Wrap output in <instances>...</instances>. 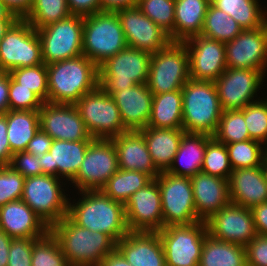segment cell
I'll return each mask as SVG.
<instances>
[{
	"label": "cell",
	"mask_w": 267,
	"mask_h": 266,
	"mask_svg": "<svg viewBox=\"0 0 267 266\" xmlns=\"http://www.w3.org/2000/svg\"><path fill=\"white\" fill-rule=\"evenodd\" d=\"M211 0H175L174 42L201 34Z\"/></svg>",
	"instance_id": "4dcf8cb0"
},
{
	"label": "cell",
	"mask_w": 267,
	"mask_h": 266,
	"mask_svg": "<svg viewBox=\"0 0 267 266\" xmlns=\"http://www.w3.org/2000/svg\"><path fill=\"white\" fill-rule=\"evenodd\" d=\"M71 15L82 17L102 12L100 0H67Z\"/></svg>",
	"instance_id": "816d5d0a"
},
{
	"label": "cell",
	"mask_w": 267,
	"mask_h": 266,
	"mask_svg": "<svg viewBox=\"0 0 267 266\" xmlns=\"http://www.w3.org/2000/svg\"><path fill=\"white\" fill-rule=\"evenodd\" d=\"M7 9L18 19H25L29 14L34 0H1Z\"/></svg>",
	"instance_id": "11a10c76"
},
{
	"label": "cell",
	"mask_w": 267,
	"mask_h": 266,
	"mask_svg": "<svg viewBox=\"0 0 267 266\" xmlns=\"http://www.w3.org/2000/svg\"><path fill=\"white\" fill-rule=\"evenodd\" d=\"M44 64L38 33L26 20L19 19L0 41V71Z\"/></svg>",
	"instance_id": "7c38bea8"
},
{
	"label": "cell",
	"mask_w": 267,
	"mask_h": 266,
	"mask_svg": "<svg viewBox=\"0 0 267 266\" xmlns=\"http://www.w3.org/2000/svg\"><path fill=\"white\" fill-rule=\"evenodd\" d=\"M13 153L7 136L6 113L0 114V166L10 165Z\"/></svg>",
	"instance_id": "db71d44e"
},
{
	"label": "cell",
	"mask_w": 267,
	"mask_h": 266,
	"mask_svg": "<svg viewBox=\"0 0 267 266\" xmlns=\"http://www.w3.org/2000/svg\"><path fill=\"white\" fill-rule=\"evenodd\" d=\"M111 97L116 102L123 125L128 131L147 127L153 102V93L147 83L115 92Z\"/></svg>",
	"instance_id": "cb8c5ba5"
},
{
	"label": "cell",
	"mask_w": 267,
	"mask_h": 266,
	"mask_svg": "<svg viewBox=\"0 0 267 266\" xmlns=\"http://www.w3.org/2000/svg\"><path fill=\"white\" fill-rule=\"evenodd\" d=\"M114 143L119 169L141 171L152 179L161 173L154 165L143 134L139 130L126 131L111 138Z\"/></svg>",
	"instance_id": "4316f807"
},
{
	"label": "cell",
	"mask_w": 267,
	"mask_h": 266,
	"mask_svg": "<svg viewBox=\"0 0 267 266\" xmlns=\"http://www.w3.org/2000/svg\"><path fill=\"white\" fill-rule=\"evenodd\" d=\"M139 131L144 136L155 167L160 172L167 171L172 165L180 140L185 133L183 128L168 129L147 126Z\"/></svg>",
	"instance_id": "f546056e"
},
{
	"label": "cell",
	"mask_w": 267,
	"mask_h": 266,
	"mask_svg": "<svg viewBox=\"0 0 267 266\" xmlns=\"http://www.w3.org/2000/svg\"><path fill=\"white\" fill-rule=\"evenodd\" d=\"M40 128L53 140H94L75 104L45 102L39 109Z\"/></svg>",
	"instance_id": "44dd1931"
},
{
	"label": "cell",
	"mask_w": 267,
	"mask_h": 266,
	"mask_svg": "<svg viewBox=\"0 0 267 266\" xmlns=\"http://www.w3.org/2000/svg\"><path fill=\"white\" fill-rule=\"evenodd\" d=\"M86 129L94 139H111L128 131L114 99L99 85L76 103Z\"/></svg>",
	"instance_id": "9c48e42d"
},
{
	"label": "cell",
	"mask_w": 267,
	"mask_h": 266,
	"mask_svg": "<svg viewBox=\"0 0 267 266\" xmlns=\"http://www.w3.org/2000/svg\"><path fill=\"white\" fill-rule=\"evenodd\" d=\"M198 266H247L245 247L216 240L208 234Z\"/></svg>",
	"instance_id": "836d02e7"
},
{
	"label": "cell",
	"mask_w": 267,
	"mask_h": 266,
	"mask_svg": "<svg viewBox=\"0 0 267 266\" xmlns=\"http://www.w3.org/2000/svg\"><path fill=\"white\" fill-rule=\"evenodd\" d=\"M70 266H99L116 249L109 235L75 224L68 216L50 227Z\"/></svg>",
	"instance_id": "3957f363"
},
{
	"label": "cell",
	"mask_w": 267,
	"mask_h": 266,
	"mask_svg": "<svg viewBox=\"0 0 267 266\" xmlns=\"http://www.w3.org/2000/svg\"><path fill=\"white\" fill-rule=\"evenodd\" d=\"M38 239L18 238L10 244L7 266H31L33 244Z\"/></svg>",
	"instance_id": "681fc988"
},
{
	"label": "cell",
	"mask_w": 267,
	"mask_h": 266,
	"mask_svg": "<svg viewBox=\"0 0 267 266\" xmlns=\"http://www.w3.org/2000/svg\"><path fill=\"white\" fill-rule=\"evenodd\" d=\"M152 54L126 47L99 67V86L108 94L147 83Z\"/></svg>",
	"instance_id": "8992f818"
},
{
	"label": "cell",
	"mask_w": 267,
	"mask_h": 266,
	"mask_svg": "<svg viewBox=\"0 0 267 266\" xmlns=\"http://www.w3.org/2000/svg\"><path fill=\"white\" fill-rule=\"evenodd\" d=\"M226 149L233 170L261 166L266 153V146L252 139L226 144Z\"/></svg>",
	"instance_id": "74e56055"
},
{
	"label": "cell",
	"mask_w": 267,
	"mask_h": 266,
	"mask_svg": "<svg viewBox=\"0 0 267 266\" xmlns=\"http://www.w3.org/2000/svg\"><path fill=\"white\" fill-rule=\"evenodd\" d=\"M116 249L132 266H166L158 232H128Z\"/></svg>",
	"instance_id": "d4e9b609"
},
{
	"label": "cell",
	"mask_w": 267,
	"mask_h": 266,
	"mask_svg": "<svg viewBox=\"0 0 267 266\" xmlns=\"http://www.w3.org/2000/svg\"><path fill=\"white\" fill-rule=\"evenodd\" d=\"M53 139L41 128L36 132L34 137L29 141L26 152L36 156H42L49 152Z\"/></svg>",
	"instance_id": "f5cc1de1"
},
{
	"label": "cell",
	"mask_w": 267,
	"mask_h": 266,
	"mask_svg": "<svg viewBox=\"0 0 267 266\" xmlns=\"http://www.w3.org/2000/svg\"><path fill=\"white\" fill-rule=\"evenodd\" d=\"M10 166L24 178L44 174L41 168V156L39 157L26 151L13 153Z\"/></svg>",
	"instance_id": "c3c4849f"
},
{
	"label": "cell",
	"mask_w": 267,
	"mask_h": 266,
	"mask_svg": "<svg viewBox=\"0 0 267 266\" xmlns=\"http://www.w3.org/2000/svg\"><path fill=\"white\" fill-rule=\"evenodd\" d=\"M212 137L225 145L249 140V131L244 120V114L240 110L223 111Z\"/></svg>",
	"instance_id": "ab89813d"
},
{
	"label": "cell",
	"mask_w": 267,
	"mask_h": 266,
	"mask_svg": "<svg viewBox=\"0 0 267 266\" xmlns=\"http://www.w3.org/2000/svg\"><path fill=\"white\" fill-rule=\"evenodd\" d=\"M197 216L208 220L230 203L228 180L199 172L190 177Z\"/></svg>",
	"instance_id": "484cf974"
},
{
	"label": "cell",
	"mask_w": 267,
	"mask_h": 266,
	"mask_svg": "<svg viewBox=\"0 0 267 266\" xmlns=\"http://www.w3.org/2000/svg\"><path fill=\"white\" fill-rule=\"evenodd\" d=\"M0 20H19L7 9L6 5L1 0H0Z\"/></svg>",
	"instance_id": "be15d7a7"
},
{
	"label": "cell",
	"mask_w": 267,
	"mask_h": 266,
	"mask_svg": "<svg viewBox=\"0 0 267 266\" xmlns=\"http://www.w3.org/2000/svg\"><path fill=\"white\" fill-rule=\"evenodd\" d=\"M9 73L0 71V114L9 110Z\"/></svg>",
	"instance_id": "680465c9"
},
{
	"label": "cell",
	"mask_w": 267,
	"mask_h": 266,
	"mask_svg": "<svg viewBox=\"0 0 267 266\" xmlns=\"http://www.w3.org/2000/svg\"><path fill=\"white\" fill-rule=\"evenodd\" d=\"M166 266H198L204 239L208 235L206 221L189 225H171L158 231Z\"/></svg>",
	"instance_id": "30bf717a"
},
{
	"label": "cell",
	"mask_w": 267,
	"mask_h": 266,
	"mask_svg": "<svg viewBox=\"0 0 267 266\" xmlns=\"http://www.w3.org/2000/svg\"><path fill=\"white\" fill-rule=\"evenodd\" d=\"M18 20H0V41Z\"/></svg>",
	"instance_id": "6125c7cd"
},
{
	"label": "cell",
	"mask_w": 267,
	"mask_h": 266,
	"mask_svg": "<svg viewBox=\"0 0 267 266\" xmlns=\"http://www.w3.org/2000/svg\"><path fill=\"white\" fill-rule=\"evenodd\" d=\"M261 169H262V172L264 175L265 182L267 183V151L265 153L264 160H263V163L261 165Z\"/></svg>",
	"instance_id": "e7e4bbea"
},
{
	"label": "cell",
	"mask_w": 267,
	"mask_h": 266,
	"mask_svg": "<svg viewBox=\"0 0 267 266\" xmlns=\"http://www.w3.org/2000/svg\"><path fill=\"white\" fill-rule=\"evenodd\" d=\"M227 68L256 69L267 74V23L255 29L242 30L225 43Z\"/></svg>",
	"instance_id": "d6986e66"
},
{
	"label": "cell",
	"mask_w": 267,
	"mask_h": 266,
	"mask_svg": "<svg viewBox=\"0 0 267 266\" xmlns=\"http://www.w3.org/2000/svg\"><path fill=\"white\" fill-rule=\"evenodd\" d=\"M6 119L11 152L25 151L40 128L39 110H8Z\"/></svg>",
	"instance_id": "1f68e13d"
},
{
	"label": "cell",
	"mask_w": 267,
	"mask_h": 266,
	"mask_svg": "<svg viewBox=\"0 0 267 266\" xmlns=\"http://www.w3.org/2000/svg\"><path fill=\"white\" fill-rule=\"evenodd\" d=\"M265 74L256 69L226 68L214 81L223 111L241 110L260 100L257 92L264 85ZM255 98V99H254Z\"/></svg>",
	"instance_id": "9a60e30c"
},
{
	"label": "cell",
	"mask_w": 267,
	"mask_h": 266,
	"mask_svg": "<svg viewBox=\"0 0 267 266\" xmlns=\"http://www.w3.org/2000/svg\"><path fill=\"white\" fill-rule=\"evenodd\" d=\"M99 266H132L123 255L115 249L113 252H110L100 263Z\"/></svg>",
	"instance_id": "94428289"
},
{
	"label": "cell",
	"mask_w": 267,
	"mask_h": 266,
	"mask_svg": "<svg viewBox=\"0 0 267 266\" xmlns=\"http://www.w3.org/2000/svg\"><path fill=\"white\" fill-rule=\"evenodd\" d=\"M156 180L161 193L163 228L202 221L196 213L189 177L175 176L163 171Z\"/></svg>",
	"instance_id": "8fae6325"
},
{
	"label": "cell",
	"mask_w": 267,
	"mask_h": 266,
	"mask_svg": "<svg viewBox=\"0 0 267 266\" xmlns=\"http://www.w3.org/2000/svg\"><path fill=\"white\" fill-rule=\"evenodd\" d=\"M31 266H70L50 231L33 244Z\"/></svg>",
	"instance_id": "7bdbcfd3"
},
{
	"label": "cell",
	"mask_w": 267,
	"mask_h": 266,
	"mask_svg": "<svg viewBox=\"0 0 267 266\" xmlns=\"http://www.w3.org/2000/svg\"><path fill=\"white\" fill-rule=\"evenodd\" d=\"M124 207L129 232H158L163 228L161 193L156 179L131 195Z\"/></svg>",
	"instance_id": "e0dca14e"
},
{
	"label": "cell",
	"mask_w": 267,
	"mask_h": 266,
	"mask_svg": "<svg viewBox=\"0 0 267 266\" xmlns=\"http://www.w3.org/2000/svg\"><path fill=\"white\" fill-rule=\"evenodd\" d=\"M48 102L75 104L99 85L98 66L80 55L46 65Z\"/></svg>",
	"instance_id": "7a4b0ae2"
},
{
	"label": "cell",
	"mask_w": 267,
	"mask_h": 266,
	"mask_svg": "<svg viewBox=\"0 0 267 266\" xmlns=\"http://www.w3.org/2000/svg\"><path fill=\"white\" fill-rule=\"evenodd\" d=\"M12 240L13 238L0 229V266L8 265V255Z\"/></svg>",
	"instance_id": "91938a15"
},
{
	"label": "cell",
	"mask_w": 267,
	"mask_h": 266,
	"mask_svg": "<svg viewBox=\"0 0 267 266\" xmlns=\"http://www.w3.org/2000/svg\"><path fill=\"white\" fill-rule=\"evenodd\" d=\"M259 0H211V3L231 16L243 29H255L267 23V10L260 7Z\"/></svg>",
	"instance_id": "e575fe53"
},
{
	"label": "cell",
	"mask_w": 267,
	"mask_h": 266,
	"mask_svg": "<svg viewBox=\"0 0 267 266\" xmlns=\"http://www.w3.org/2000/svg\"><path fill=\"white\" fill-rule=\"evenodd\" d=\"M137 7L174 42L175 0H138Z\"/></svg>",
	"instance_id": "60d3db41"
},
{
	"label": "cell",
	"mask_w": 267,
	"mask_h": 266,
	"mask_svg": "<svg viewBox=\"0 0 267 266\" xmlns=\"http://www.w3.org/2000/svg\"><path fill=\"white\" fill-rule=\"evenodd\" d=\"M119 170L117 150L111 139H94L86 150L76 176L70 181L78 191L101 190Z\"/></svg>",
	"instance_id": "5bb4252c"
},
{
	"label": "cell",
	"mask_w": 267,
	"mask_h": 266,
	"mask_svg": "<svg viewBox=\"0 0 267 266\" xmlns=\"http://www.w3.org/2000/svg\"><path fill=\"white\" fill-rule=\"evenodd\" d=\"M251 211L257 234L267 236V202L254 206Z\"/></svg>",
	"instance_id": "9f6ffc18"
},
{
	"label": "cell",
	"mask_w": 267,
	"mask_h": 266,
	"mask_svg": "<svg viewBox=\"0 0 267 266\" xmlns=\"http://www.w3.org/2000/svg\"><path fill=\"white\" fill-rule=\"evenodd\" d=\"M206 224L212 238L243 247L258 235L251 209L231 202L206 220Z\"/></svg>",
	"instance_id": "2e32d148"
},
{
	"label": "cell",
	"mask_w": 267,
	"mask_h": 266,
	"mask_svg": "<svg viewBox=\"0 0 267 266\" xmlns=\"http://www.w3.org/2000/svg\"><path fill=\"white\" fill-rule=\"evenodd\" d=\"M211 135L184 133L172 165L166 171L175 176L193 177L201 172L204 152Z\"/></svg>",
	"instance_id": "f1b7e54d"
},
{
	"label": "cell",
	"mask_w": 267,
	"mask_h": 266,
	"mask_svg": "<svg viewBox=\"0 0 267 266\" xmlns=\"http://www.w3.org/2000/svg\"><path fill=\"white\" fill-rule=\"evenodd\" d=\"M127 47L157 53L170 42L169 35L136 7L116 11Z\"/></svg>",
	"instance_id": "ffe728a7"
},
{
	"label": "cell",
	"mask_w": 267,
	"mask_h": 266,
	"mask_svg": "<svg viewBox=\"0 0 267 266\" xmlns=\"http://www.w3.org/2000/svg\"><path fill=\"white\" fill-rule=\"evenodd\" d=\"M0 229L13 239H40L50 228L21 199L0 206Z\"/></svg>",
	"instance_id": "603a6c76"
},
{
	"label": "cell",
	"mask_w": 267,
	"mask_h": 266,
	"mask_svg": "<svg viewBox=\"0 0 267 266\" xmlns=\"http://www.w3.org/2000/svg\"><path fill=\"white\" fill-rule=\"evenodd\" d=\"M24 180L10 165L0 166V206L22 198Z\"/></svg>",
	"instance_id": "bcb514c9"
},
{
	"label": "cell",
	"mask_w": 267,
	"mask_h": 266,
	"mask_svg": "<svg viewBox=\"0 0 267 266\" xmlns=\"http://www.w3.org/2000/svg\"><path fill=\"white\" fill-rule=\"evenodd\" d=\"M42 47L44 64L48 65L83 55V17L70 15L40 29H36Z\"/></svg>",
	"instance_id": "4fadbf2b"
},
{
	"label": "cell",
	"mask_w": 267,
	"mask_h": 266,
	"mask_svg": "<svg viewBox=\"0 0 267 266\" xmlns=\"http://www.w3.org/2000/svg\"><path fill=\"white\" fill-rule=\"evenodd\" d=\"M9 74L22 87L31 89L44 103L48 102L46 64L13 69Z\"/></svg>",
	"instance_id": "ee69618b"
},
{
	"label": "cell",
	"mask_w": 267,
	"mask_h": 266,
	"mask_svg": "<svg viewBox=\"0 0 267 266\" xmlns=\"http://www.w3.org/2000/svg\"><path fill=\"white\" fill-rule=\"evenodd\" d=\"M9 110H39L44 102L31 89L22 87L9 74Z\"/></svg>",
	"instance_id": "7dc6e473"
},
{
	"label": "cell",
	"mask_w": 267,
	"mask_h": 266,
	"mask_svg": "<svg viewBox=\"0 0 267 266\" xmlns=\"http://www.w3.org/2000/svg\"><path fill=\"white\" fill-rule=\"evenodd\" d=\"M126 47L116 12H99L83 17V55L98 67Z\"/></svg>",
	"instance_id": "5b68a950"
},
{
	"label": "cell",
	"mask_w": 267,
	"mask_h": 266,
	"mask_svg": "<svg viewBox=\"0 0 267 266\" xmlns=\"http://www.w3.org/2000/svg\"><path fill=\"white\" fill-rule=\"evenodd\" d=\"M183 43L189 55L190 79L214 82L226 70L225 43L202 35Z\"/></svg>",
	"instance_id": "ac0fdd59"
},
{
	"label": "cell",
	"mask_w": 267,
	"mask_h": 266,
	"mask_svg": "<svg viewBox=\"0 0 267 266\" xmlns=\"http://www.w3.org/2000/svg\"><path fill=\"white\" fill-rule=\"evenodd\" d=\"M92 141L53 140L49 152L41 156L42 172L60 177L65 182L71 181L79 171Z\"/></svg>",
	"instance_id": "7402d4cb"
},
{
	"label": "cell",
	"mask_w": 267,
	"mask_h": 266,
	"mask_svg": "<svg viewBox=\"0 0 267 266\" xmlns=\"http://www.w3.org/2000/svg\"><path fill=\"white\" fill-rule=\"evenodd\" d=\"M79 193L81 198L78 200H68L67 216L75 224L93 232L105 233L116 242L129 232L123 203L112 200L101 190L78 191L77 194Z\"/></svg>",
	"instance_id": "6da1fadb"
},
{
	"label": "cell",
	"mask_w": 267,
	"mask_h": 266,
	"mask_svg": "<svg viewBox=\"0 0 267 266\" xmlns=\"http://www.w3.org/2000/svg\"><path fill=\"white\" fill-rule=\"evenodd\" d=\"M232 171L226 145L211 137L207 141L201 172L228 180Z\"/></svg>",
	"instance_id": "b9f144b4"
},
{
	"label": "cell",
	"mask_w": 267,
	"mask_h": 266,
	"mask_svg": "<svg viewBox=\"0 0 267 266\" xmlns=\"http://www.w3.org/2000/svg\"><path fill=\"white\" fill-rule=\"evenodd\" d=\"M181 93L183 130L212 136L223 113L215 83L189 79Z\"/></svg>",
	"instance_id": "277c9868"
},
{
	"label": "cell",
	"mask_w": 267,
	"mask_h": 266,
	"mask_svg": "<svg viewBox=\"0 0 267 266\" xmlns=\"http://www.w3.org/2000/svg\"><path fill=\"white\" fill-rule=\"evenodd\" d=\"M242 30L231 16L210 3L200 35L226 43L232 41Z\"/></svg>",
	"instance_id": "8d00e7d4"
},
{
	"label": "cell",
	"mask_w": 267,
	"mask_h": 266,
	"mask_svg": "<svg viewBox=\"0 0 267 266\" xmlns=\"http://www.w3.org/2000/svg\"><path fill=\"white\" fill-rule=\"evenodd\" d=\"M71 15L67 0H34L32 8L24 19L35 29H40Z\"/></svg>",
	"instance_id": "f35d334b"
},
{
	"label": "cell",
	"mask_w": 267,
	"mask_h": 266,
	"mask_svg": "<svg viewBox=\"0 0 267 266\" xmlns=\"http://www.w3.org/2000/svg\"><path fill=\"white\" fill-rule=\"evenodd\" d=\"M189 79V55L183 42H170L152 54L147 84L153 94L181 90Z\"/></svg>",
	"instance_id": "ba28073f"
},
{
	"label": "cell",
	"mask_w": 267,
	"mask_h": 266,
	"mask_svg": "<svg viewBox=\"0 0 267 266\" xmlns=\"http://www.w3.org/2000/svg\"><path fill=\"white\" fill-rule=\"evenodd\" d=\"M182 93L174 90L162 94H153L149 127L178 129L183 128Z\"/></svg>",
	"instance_id": "d6a6232c"
},
{
	"label": "cell",
	"mask_w": 267,
	"mask_h": 266,
	"mask_svg": "<svg viewBox=\"0 0 267 266\" xmlns=\"http://www.w3.org/2000/svg\"><path fill=\"white\" fill-rule=\"evenodd\" d=\"M102 12H116L121 9L136 7L138 0H100Z\"/></svg>",
	"instance_id": "6f0895ef"
},
{
	"label": "cell",
	"mask_w": 267,
	"mask_h": 266,
	"mask_svg": "<svg viewBox=\"0 0 267 266\" xmlns=\"http://www.w3.org/2000/svg\"><path fill=\"white\" fill-rule=\"evenodd\" d=\"M60 177L38 175L24 180V201L50 228L68 214V194ZM62 184V185H61ZM63 187V188H62ZM67 195V196H66Z\"/></svg>",
	"instance_id": "52a82bcc"
},
{
	"label": "cell",
	"mask_w": 267,
	"mask_h": 266,
	"mask_svg": "<svg viewBox=\"0 0 267 266\" xmlns=\"http://www.w3.org/2000/svg\"><path fill=\"white\" fill-rule=\"evenodd\" d=\"M245 250L247 266H267V236L257 235Z\"/></svg>",
	"instance_id": "f907efd6"
},
{
	"label": "cell",
	"mask_w": 267,
	"mask_h": 266,
	"mask_svg": "<svg viewBox=\"0 0 267 266\" xmlns=\"http://www.w3.org/2000/svg\"><path fill=\"white\" fill-rule=\"evenodd\" d=\"M249 131V137L267 146V98L257 100L240 110Z\"/></svg>",
	"instance_id": "f6af8a7d"
},
{
	"label": "cell",
	"mask_w": 267,
	"mask_h": 266,
	"mask_svg": "<svg viewBox=\"0 0 267 266\" xmlns=\"http://www.w3.org/2000/svg\"><path fill=\"white\" fill-rule=\"evenodd\" d=\"M228 186L231 203L252 209L267 202V183L261 166L233 170Z\"/></svg>",
	"instance_id": "83f0119b"
},
{
	"label": "cell",
	"mask_w": 267,
	"mask_h": 266,
	"mask_svg": "<svg viewBox=\"0 0 267 266\" xmlns=\"http://www.w3.org/2000/svg\"><path fill=\"white\" fill-rule=\"evenodd\" d=\"M151 180L152 178L144 172L119 169L109 178L101 191L112 200L125 205L131 195Z\"/></svg>",
	"instance_id": "d590c367"
}]
</instances>
